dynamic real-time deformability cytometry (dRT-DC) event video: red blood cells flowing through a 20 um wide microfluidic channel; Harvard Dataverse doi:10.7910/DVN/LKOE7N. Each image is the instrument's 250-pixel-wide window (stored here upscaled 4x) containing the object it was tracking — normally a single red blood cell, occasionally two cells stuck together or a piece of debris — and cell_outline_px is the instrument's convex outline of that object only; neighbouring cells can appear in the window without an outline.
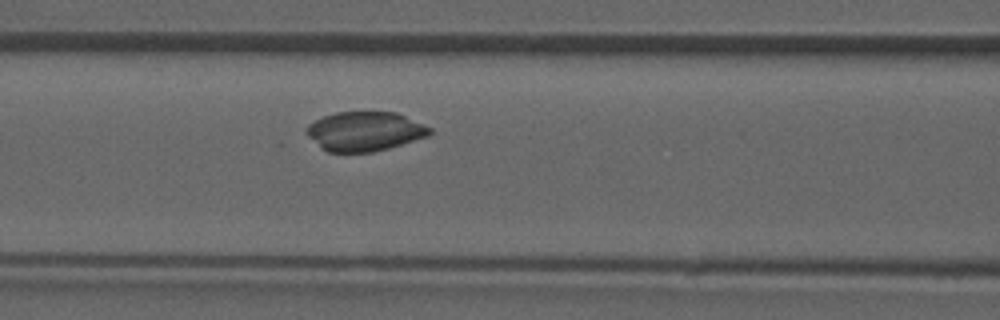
{"species": "common noctule bat (a hibernating species)", "species_latin": "Nyctalus noctula", "temperature_condition": "room temperature", "stored_images_in_passage": 47, "camera_frame_rate_fps": 3000, "um_per_image_px": 0.085, "animal": {"sex": "male", "forearm_length_mm": 52.5}, "frame": {"image": 1, "passage_image": 17, "time_ms": 5.333, "image_size_px": [1000, 320], "cell_outline_px": [[432, 132], [428, 136], [388, 148], [372, 152], [328, 152], [308, 136], [304, 132], [308, 124], [324, 116], [336, 112], [396, 112], [424, 124], [432, 128]], "centroid_in_image_um": [31.01, 11.16], "position_along_channel_um": 135.6, "area_um2": 28.09}}
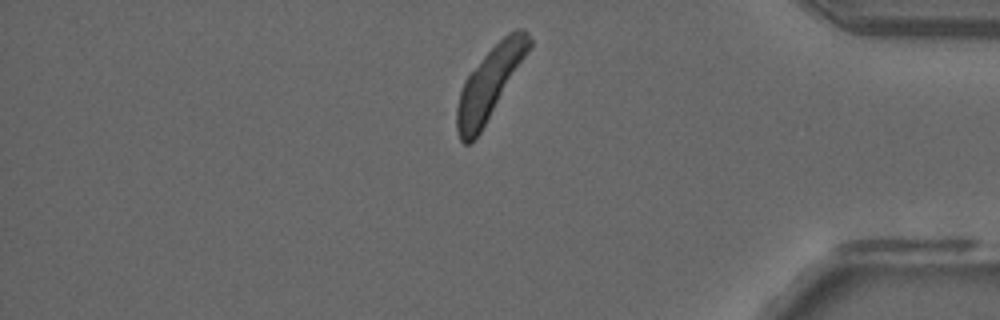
{"frame": {"image": 2, "passage_image": 39, "time_ms": 12.667, "image_size_px": [1000, 320], "cell_outline_px": [[532, 44], [480, 132], [472, 144], [464, 144], [460, 140], [456, 128], [456, 108], [460, 92], [464, 80], [484, 56], [508, 32], [516, 28], [524, 28], [528, 32], [532, 40]], "centroid_in_image_um": [41.59, 7.08], "position_along_channel_um": 393.6, "area_um2": 29.25}}
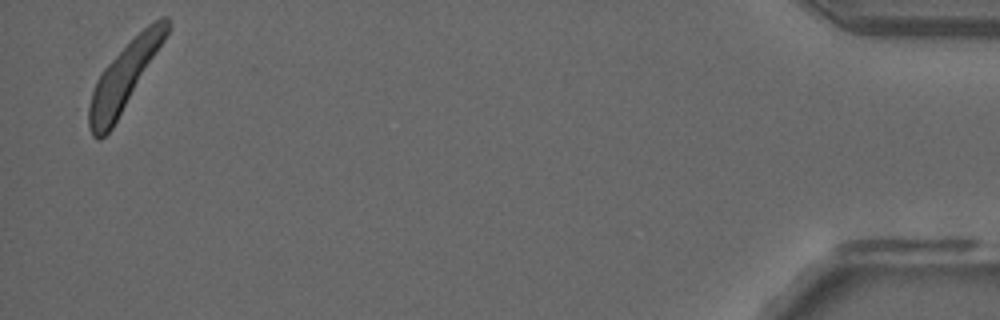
{"frame": {"image": 3, "passage_image": 46, "time_ms": 15.0, "image_size_px": [1000, 320], "cell_outline_px": [[168, 32], [164, 40], [112, 128], [100, 140], [96, 140], [92, 136], [84, 112], [84, 108], [104, 68], [148, 24], [160, 16], [168, 16]], "centroid_in_image_um": [10.47, 6.62], "position_along_channel_um": 424.7, "area_um2": 29.42}, "authors_computed_cell_mechanics": {"area_um2": 28.9578, "velocity_mm_per_s": 3.9069, "shape_relaxation_time_tau1_ms": 3.6411, "shape_relaxation_time_tau2_ms": null, "deformation_change_tau1": 0.173, "deformation_change_tau2": null}}